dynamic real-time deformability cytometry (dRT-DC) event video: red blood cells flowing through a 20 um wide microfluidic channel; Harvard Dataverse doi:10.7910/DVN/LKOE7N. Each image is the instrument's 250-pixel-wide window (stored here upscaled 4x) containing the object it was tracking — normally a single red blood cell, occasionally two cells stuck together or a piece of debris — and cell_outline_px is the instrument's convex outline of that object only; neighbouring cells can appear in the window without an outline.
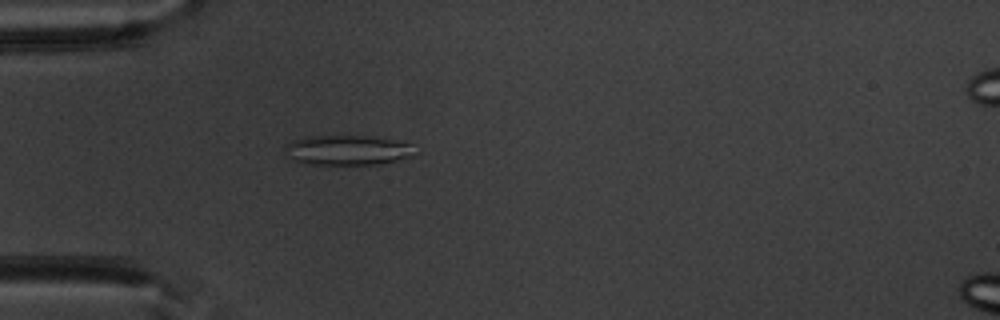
{"species": "common noctule bat (a hibernating species)", "species_latin": "Nyctalus noctula", "temperature_condition": "warm", "stored_images_in_passage": 32, "camera_frame_rate_fps": 3000, "um_per_image_px": 0.085, "animal": {"sex": "male", "body_mass_g": 20.1, "forearm_length_mm": 53.5}, "frame": {"image": 1, "passage_image": 1, "time_ms": 0.0, "image_size_px": [1000, 320], "cell_outline_px": [[420, 152], [416, 156], [376, 164], [308, 164], [284, 156], [284, 148], [292, 140], [308, 136], [364, 136], [404, 140]], "centroid_in_image_um": [29.6, 12.75], "position_along_channel_um": 55.4, "area_um2": 22.95}}
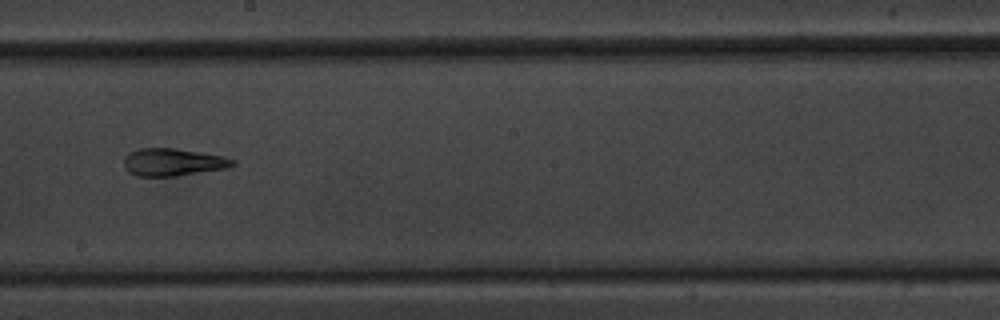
{"frame": {"image": 2, "passage_image": 15, "time_ms": 4.667, "image_size_px": [1000, 320], "cell_outline_px": [[236, 164], [228, 168], [176, 176], [136, 176], [128, 172], [124, 168], [124, 160], [128, 152], [140, 148], [172, 148], [220, 156], [236, 160]], "centroid_in_image_um": [14.66, 13.79], "position_along_channel_um": 233.5, "area_um2": 17.34}}
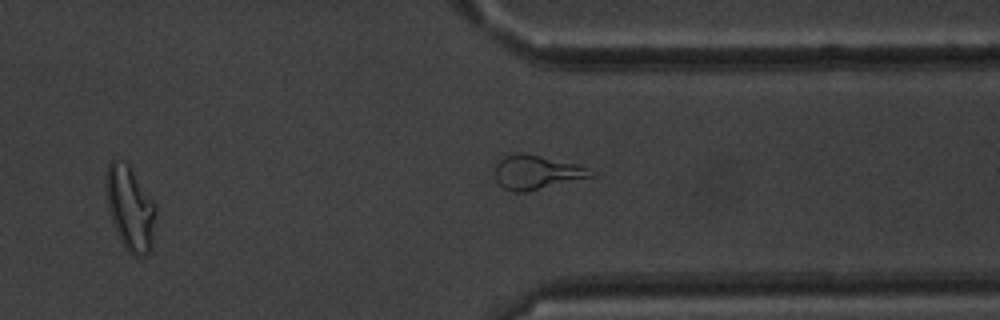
{"frame": {"image": 3, "passage_image": 25, "time_ms": 8.0, "image_size_px": [1000, 320], "cell_outline_px": [[156, 212], [152, 248], [144, 256], [132, 256], [128, 252], [120, 240], [112, 220], [108, 204], [108, 164], [112, 160], [124, 160], [128, 164], [156, 204]], "centroid_in_image_um": [11.12, 17.75], "position_along_channel_um": 400.3, "area_um2": 23.93}, "authors_computed_cell_mechanics": {"area_um2": 17.6579, "velocity_mm_per_s": 3.9732, "shape_relaxation_time_tau1_ms": null, "shape_relaxation_time_tau2_ms": 2.4952, "deformation_change_tau1": null, "deformation_change_tau2": 0.1146}}